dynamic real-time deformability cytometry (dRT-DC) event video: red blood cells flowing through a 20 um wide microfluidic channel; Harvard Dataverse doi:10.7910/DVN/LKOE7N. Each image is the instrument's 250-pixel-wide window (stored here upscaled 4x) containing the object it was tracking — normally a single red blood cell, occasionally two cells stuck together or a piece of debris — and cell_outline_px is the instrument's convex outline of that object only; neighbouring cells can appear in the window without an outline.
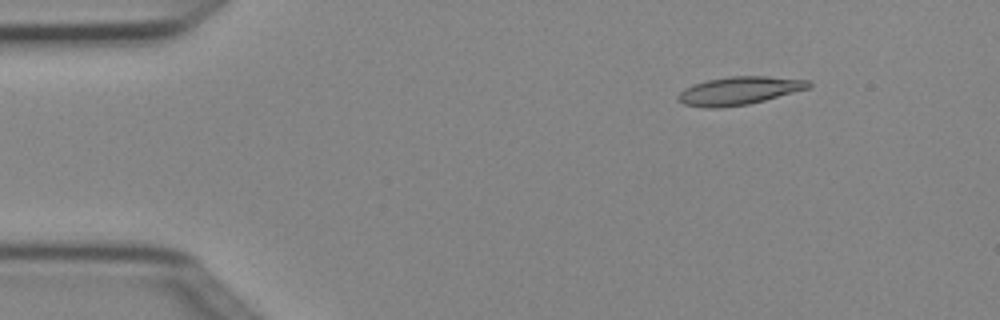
{"species": "Egyptian fruit bat (a non-hibernating species)", "species_latin": "Rousettus aegyptiacus", "temperature_condition": "cold", "stored_images_in_passage": 4, "camera_frame_rate_fps": 3000, "um_per_image_px": 0.085, "animal": {"sex": "female"}, "frame": {"image": 1, "passage_image": 2, "time_ms": 0.333, "image_size_px": [1000, 320], "cell_outline_px": [[812, 84], [808, 88], [764, 100], [748, 104], [720, 108], [708, 108], [684, 104], [676, 100], [676, 96], [684, 88], [692, 84], [708, 80], [728, 76], [768, 76], [808, 80]], "centroid_in_image_um": [62.77, 7.71], "position_along_channel_um": 22.2, "area_um2": 21.33}}